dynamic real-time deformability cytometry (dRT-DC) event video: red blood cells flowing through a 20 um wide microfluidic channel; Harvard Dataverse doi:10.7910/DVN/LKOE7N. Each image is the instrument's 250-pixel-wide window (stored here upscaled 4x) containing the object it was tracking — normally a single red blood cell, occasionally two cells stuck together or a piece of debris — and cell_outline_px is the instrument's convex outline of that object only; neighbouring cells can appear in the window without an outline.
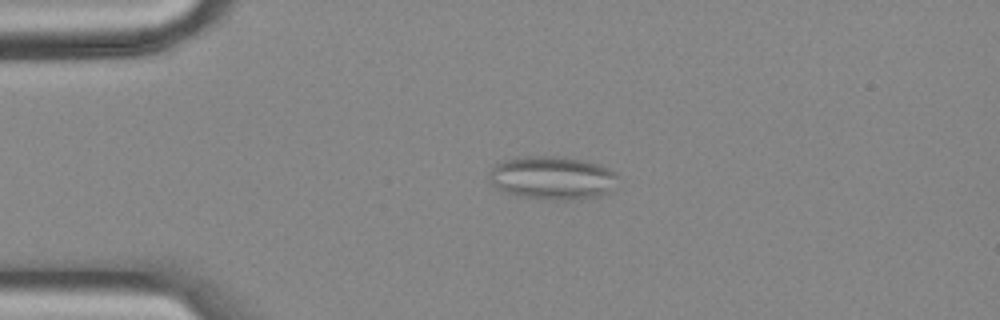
{"species": "common noctule bat (a hibernating species)", "species_latin": "Nyctalus noctula", "temperature_condition": "cold", "stored_images_in_passage": 56, "segment_of_instrument_passage": [1, 2], "camera_frame_rate_fps": 3000, "um_per_image_px": 0.085, "animal": {"sex": "female", "body_mass_g": 18.4}, "frame": {"image": 1, "passage_image": 12, "time_ms": 3.667, "image_size_px": [1000, 320], "cell_outline_px": [[620, 176], [616, 188], [600, 196], [572, 200], [552, 200], [516, 196], [504, 192], [496, 188], [488, 180], [488, 172], [496, 164], [504, 160], [524, 156], [564, 156], [588, 160], [600, 164], [616, 172]], "centroid_in_image_um": [46.99, 15.12], "position_along_channel_um": 38.0, "area_um2": 33.47}}